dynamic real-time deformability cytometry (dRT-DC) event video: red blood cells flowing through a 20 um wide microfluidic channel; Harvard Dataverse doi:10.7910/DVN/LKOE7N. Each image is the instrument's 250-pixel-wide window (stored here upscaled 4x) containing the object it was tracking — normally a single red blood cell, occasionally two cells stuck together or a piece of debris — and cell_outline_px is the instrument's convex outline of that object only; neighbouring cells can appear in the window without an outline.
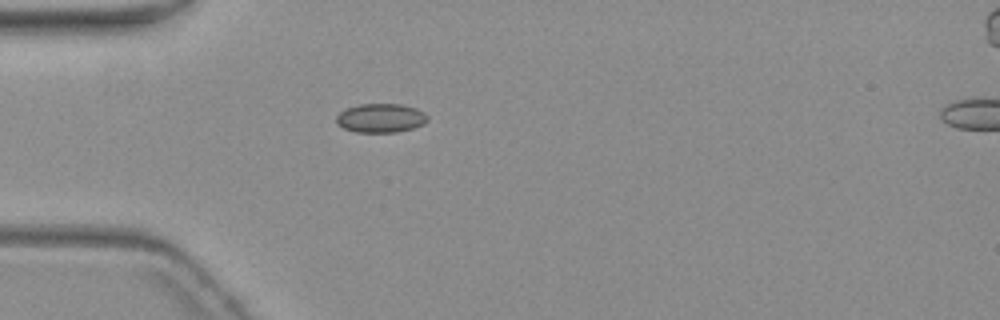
{"species": "common noctule bat (a hibernating species)", "species_latin": "Nyctalus noctula", "temperature_condition": "warm", "stored_images_in_passage": 2, "camera_frame_rate_fps": 3000, "um_per_image_px": 0.085, "animal": {"sex": "female", "body_mass_g": 19.3, "forearm_length_mm": 54.1}, "frame": {"image": 1, "passage_image": 1, "time_ms": 0.0, "image_size_px": [1000, 320], "cell_outline_px": [[428, 120], [424, 124], [412, 128], [396, 132], [356, 132], [344, 128], [336, 124], [336, 116], [340, 112], [348, 108], [360, 104], [400, 104], [416, 108], [424, 112], [428, 116]], "centroid_in_image_um": [32.37, 10.03], "position_along_channel_um": 52.6, "area_um2": 15.37}}